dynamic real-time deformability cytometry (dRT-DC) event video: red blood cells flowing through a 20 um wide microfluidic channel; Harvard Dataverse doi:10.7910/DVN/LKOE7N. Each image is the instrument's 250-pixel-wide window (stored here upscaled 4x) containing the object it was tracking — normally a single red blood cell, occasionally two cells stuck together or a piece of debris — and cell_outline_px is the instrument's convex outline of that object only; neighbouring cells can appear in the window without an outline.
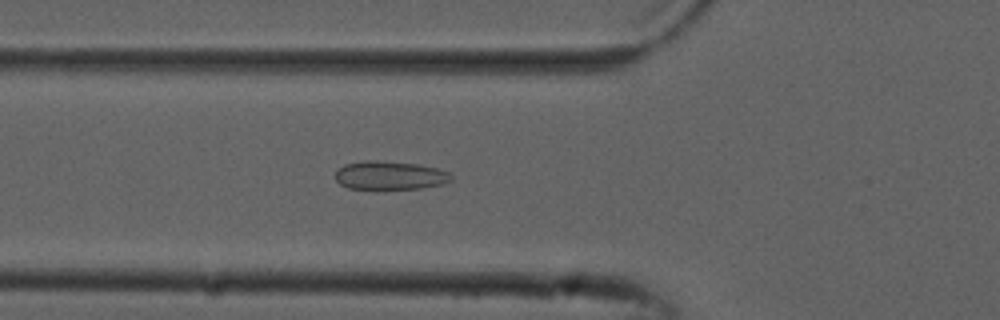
{"species": "common noctule bat (a hibernating species)", "species_latin": "Nyctalus noctula", "temperature_condition": "cold", "stored_images_in_passage": 53, "camera_frame_rate_fps": 3000, "um_per_image_px": 0.085, "animal": {"sex": "male", "forearm_length_mm": 52.5}, "frame": {"image": 1, "passage_image": 19, "time_ms": 6.0, "image_size_px": [1000, 320], "cell_outline_px": [[452, 180], [444, 184], [420, 188], [348, 188], [340, 184], [336, 180], [336, 172], [344, 164], [368, 160], [376, 160], [420, 164], [436, 168], [448, 172], [452, 176]], "centroid_in_image_um": [33.16, 14.89], "position_along_channel_um": 92.6, "area_um2": 19.07}}
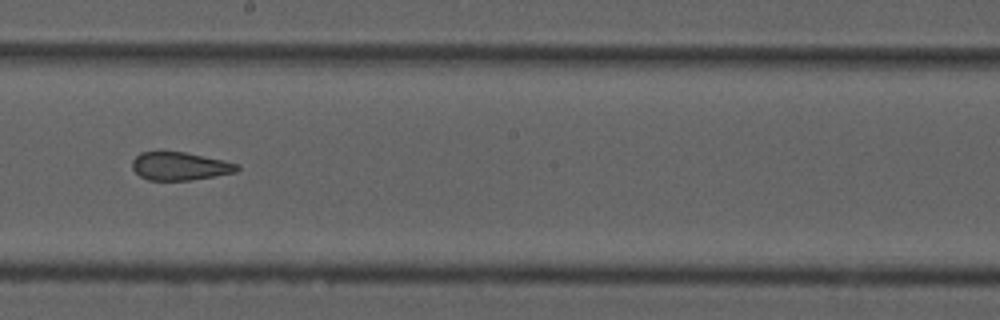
{"frame": {"image": 2, "passage_image": 30, "time_ms": 9.667, "image_size_px": [1000, 320], "cell_outline_px": [[240, 168], [236, 172], [216, 176], [188, 180], [148, 180], [140, 176], [132, 168], [132, 160], [140, 152], [184, 152], [224, 160], [240, 164]], "centroid_in_image_um": [15.31, 14.12], "position_along_channel_um": 232.9, "area_um2": 17.17}}
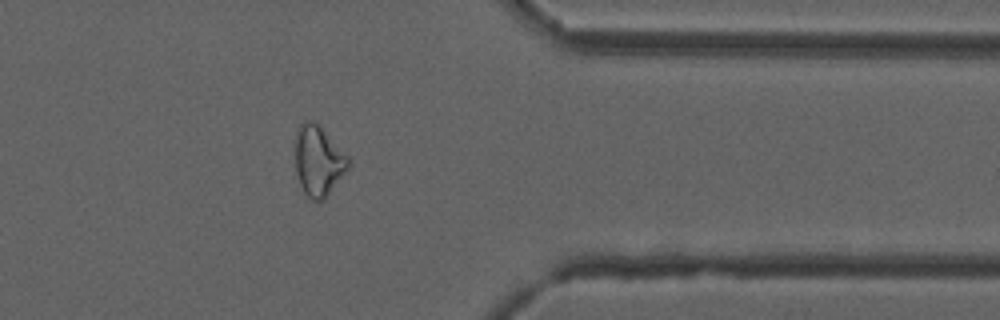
{"frame": {"image": 3, "passage_image": 43, "time_ms": 14.0, "image_size_px": [1000, 320], "cell_outline_px": [[352, 164], [324, 200], [312, 200], [304, 192], [300, 184], [296, 172], [296, 132], [300, 124], [304, 120], [316, 120], [320, 124], [348, 156]], "centroid_in_image_um": [27.08, 13.63], "position_along_channel_um": 384.3, "area_um2": 21.96}, "authors_computed_cell_mechanics": {"area_um2": 21.964, "velocity_mm_per_s": 3.8168, "shape_relaxation_time_tau1_ms": null, "shape_relaxation_time_tau2_ms": 1.8714, "deformation_change_tau1": null, "deformation_change_tau2": 0.0852}}